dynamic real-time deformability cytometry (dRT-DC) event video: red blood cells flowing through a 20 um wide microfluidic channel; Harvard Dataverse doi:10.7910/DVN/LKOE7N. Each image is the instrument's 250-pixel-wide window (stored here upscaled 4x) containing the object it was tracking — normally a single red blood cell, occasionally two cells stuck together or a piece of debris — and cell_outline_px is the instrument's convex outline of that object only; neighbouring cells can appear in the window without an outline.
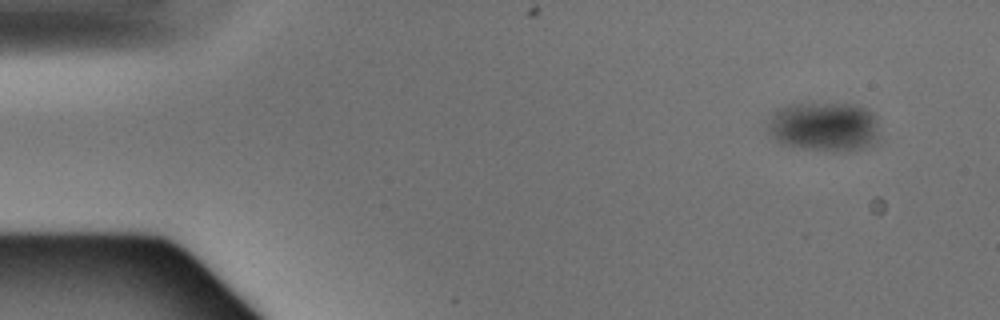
{"species": "Egyptian fruit bat (a non-hibernating species)", "species_latin": "Rousettus aegyptiacus", "temperature_condition": "warm", "stored_images_in_passage": 3, "camera_frame_rate_fps": 3000, "um_per_image_px": 0.085, "animal": {"sex": "male"}, "frame": {"image": 1, "passage_image": 1, "time_ms": 0.0, "image_size_px": [1000, 320], "cell_outline_px": [[876, 140], [872, 144], [860, 148], [804, 148], [784, 144], [776, 140], [772, 136], [768, 128], [768, 124], [772, 116], [780, 108], [788, 104], [860, 104], [868, 108], [876, 116]], "centroid_in_image_um": [70.05, 10.7], "position_along_channel_um": 14.9, "area_um2": 30.98}}
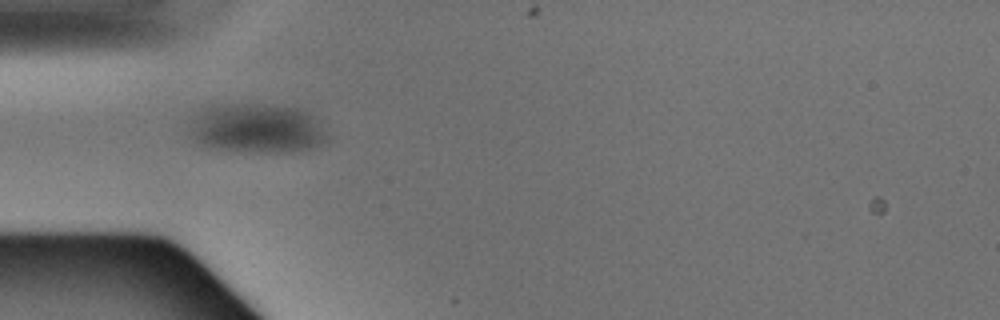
{"frame": {"image": 2, "passage_image": 3, "time_ms": 0.667, "image_size_px": [1000, 320], "cell_outline_px": [[328, 140], [320, 144], [308, 148], [288, 152], [248, 152], [208, 148], [196, 144], [188, 136], [192, 120], [196, 112], [204, 108], [236, 104], [252, 104], [300, 108], [308, 112], [312, 116], [328, 136]], "centroid_in_image_um": [21.75, 10.94], "position_along_channel_um": 63.2, "area_um2": 39.65}}